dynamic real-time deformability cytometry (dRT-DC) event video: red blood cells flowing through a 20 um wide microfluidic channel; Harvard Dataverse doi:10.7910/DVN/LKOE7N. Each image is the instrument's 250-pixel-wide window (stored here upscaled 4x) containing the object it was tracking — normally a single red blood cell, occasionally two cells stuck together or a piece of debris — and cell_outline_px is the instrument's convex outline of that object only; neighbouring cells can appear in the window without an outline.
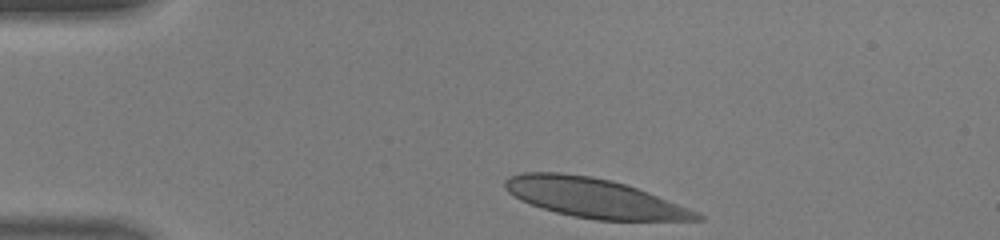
{"species": "human", "species_latin": "Homo sapiens", "temperature_condition": "warm", "stored_images_in_passage": 32, "camera_frame_rate_fps": 3000, "um_per_image_px": 0.085, "donor": {"sex": "male"}, "frame": {"image": 1, "passage_image": 1, "time_ms": 0.0, "image_size_px": [1000, 240], "cell_outline_px": [[704, 220], [596, 220], [572, 216], [556, 212], [520, 200], [508, 192], [504, 188], [504, 180], [508, 176], [524, 172], [560, 172], [592, 176], [612, 180], [648, 192], [700, 212], [704, 216]], "centroid_in_image_um": [50.5, 16.82], "position_along_channel_um": 34.5, "area_um2": 43.87}}
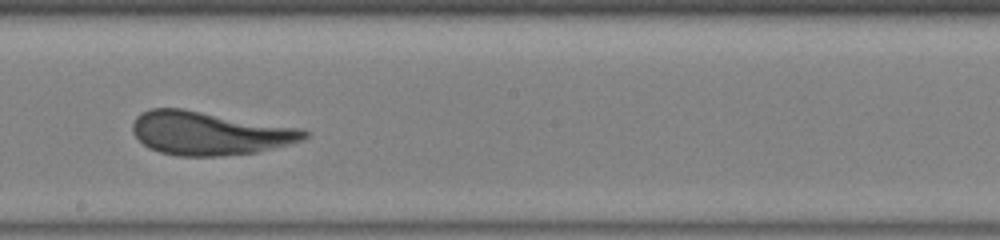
{"frame": {"image": 2, "passage_image": 18, "time_ms": 5.667, "image_size_px": [1000, 240], "cell_outline_px": [[308, 136], [304, 140], [256, 152], [220, 156], [176, 156], [160, 152], [148, 148], [132, 132], [132, 124], [136, 116], [140, 112], [152, 108], [184, 108], [304, 128], [308, 132]], "centroid_in_image_um": [17.8, 11.31], "position_along_channel_um": 230.4, "area_um2": 43.93}}
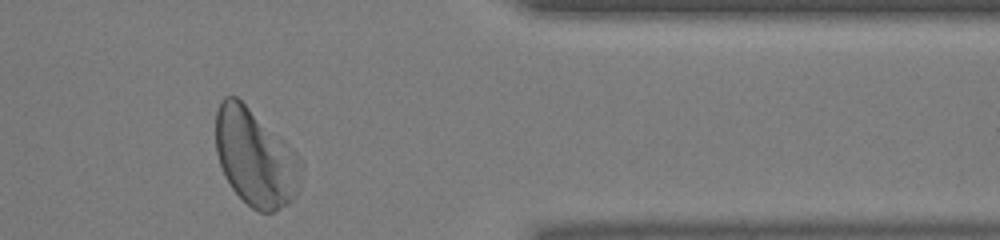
{"frame": {"image": 3, "passage_image": 30, "time_ms": 9.667, "image_size_px": [1000, 240], "cell_outline_px": [[304, 164], [296, 196], [288, 204], [272, 212], [260, 212], [252, 208], [232, 188], [224, 176], [216, 152], [216, 112], [224, 96], [236, 96], [284, 140], [300, 156]], "centroid_in_image_um": [21.72, 13.41], "position_along_channel_um": 389.7, "area_um2": 48.15}, "authors_computed_cell_mechanics": {"area_um2": 43.8991, "velocity_mm_per_s": 4.4107, "shape_relaxation_time_tau1_ms": 2.8282, "shape_relaxation_time_tau2_ms": 1.3181, "deformation_change_tau1": 0.1505, "deformation_change_tau2": 0.0896}}